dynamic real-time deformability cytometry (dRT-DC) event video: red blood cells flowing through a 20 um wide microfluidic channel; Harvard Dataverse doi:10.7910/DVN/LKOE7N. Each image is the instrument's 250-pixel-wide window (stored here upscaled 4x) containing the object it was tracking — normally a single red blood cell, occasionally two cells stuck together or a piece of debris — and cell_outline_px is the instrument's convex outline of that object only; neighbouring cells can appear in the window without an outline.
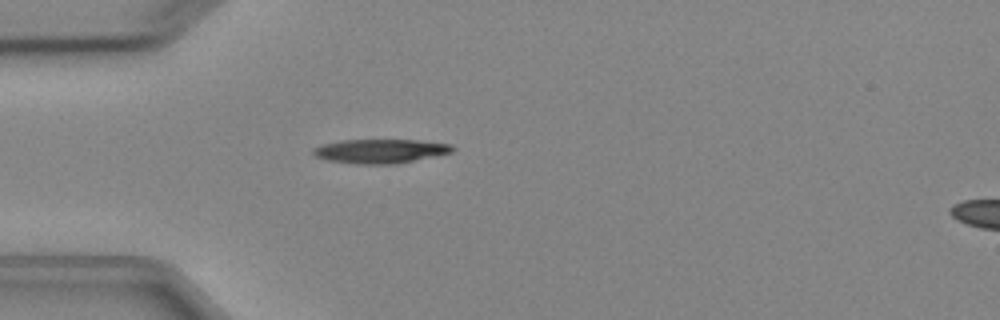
{"species": "Egyptian fruit bat (a non-hibernating species)", "species_latin": "Rousettus aegyptiacus", "temperature_condition": "cold", "stored_images_in_passage": 1, "camera_frame_rate_fps": 3000, "um_per_image_px": 0.085, "animal": {"sex": "female"}, "frame": {"image": 1, "passage_image": 1, "time_ms": 0.0, "image_size_px": [1000, 320], "cell_outline_px": [[456, 148], [452, 152], [396, 164], [356, 164], [328, 160], [316, 156], [312, 152], [312, 148], [324, 144], [344, 140], [416, 140], [452, 144]], "centroid_in_image_um": [32.34, 12.84], "position_along_channel_um": 52.7, "area_um2": 19.42}}